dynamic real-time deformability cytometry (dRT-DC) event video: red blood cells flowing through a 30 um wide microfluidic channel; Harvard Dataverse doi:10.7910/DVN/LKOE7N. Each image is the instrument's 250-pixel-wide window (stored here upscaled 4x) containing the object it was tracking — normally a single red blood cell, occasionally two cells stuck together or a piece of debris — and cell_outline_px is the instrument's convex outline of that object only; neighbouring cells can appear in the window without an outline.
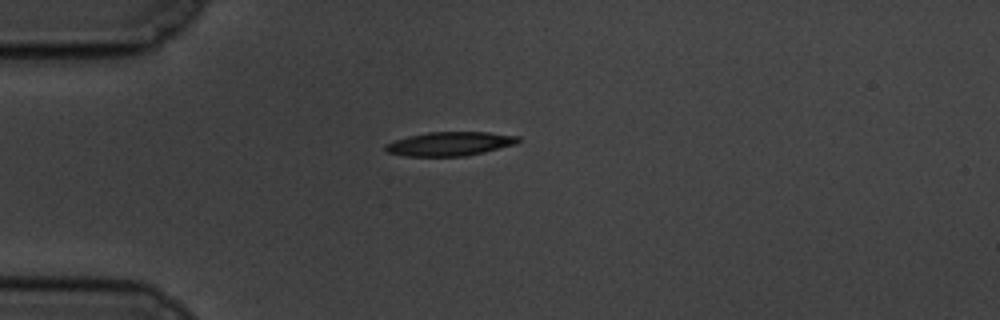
{"species": "common noctule bat (a hibernating species)", "species_latin": "Nyctalus noctula", "temperature_condition": "cold", "stored_images_in_passage": 44, "camera_frame_rate_fps": 3000, "um_per_image_px": 0.085, "animal": {"sex": "male", "body_mass_g": 19.5, "forearm_length_mm": 54.6}, "frame": {"image": 1, "passage_image": 1, "time_ms": 0.0, "image_size_px": [1000, 320], "cell_outline_px": [[520, 140], [516, 144], [484, 152], [464, 156], [408, 156], [388, 152], [384, 148], [384, 144], [408, 136], [428, 132], [488, 132], [520, 136]], "centroid_in_image_um": [38.26, 12.22], "position_along_channel_um": 46.7, "area_um2": 18.44}}
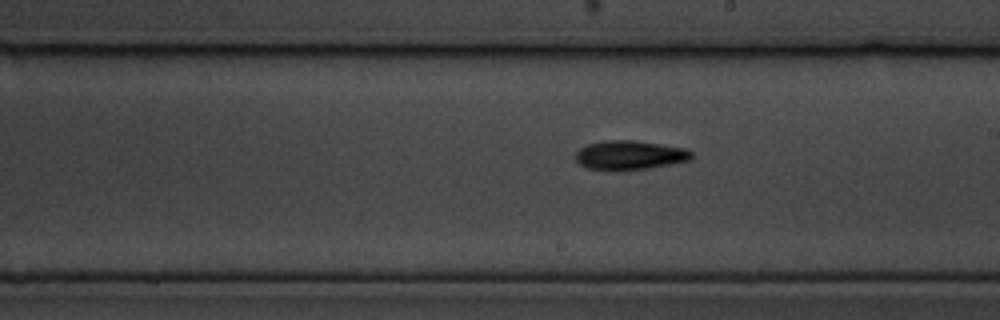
{"frame": {"image": 2, "passage_image": 19, "time_ms": 6.0, "image_size_px": [1000, 320], "cell_outline_px": [[692, 156], [688, 160], [648, 168], [616, 172], [588, 168], [580, 164], [576, 160], [576, 152], [580, 148], [588, 144], [604, 140], [636, 140], [688, 148], [692, 152]], "centroid_in_image_um": [53.51, 13.19], "position_along_channel_um": 235.5, "area_um2": 19.94}}
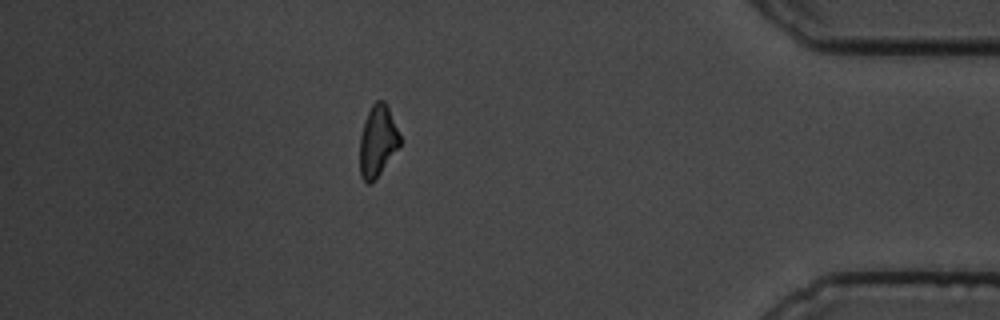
{"frame": {"image": 3, "passage_image": 37, "time_ms": 12.0, "image_size_px": [1000, 320], "cell_outline_px": [[400, 144], [372, 184], [368, 184], [360, 176], [360, 136], [364, 120], [372, 104], [376, 100], [384, 100], [388, 104], [400, 136]], "centroid_in_image_um": [32.08, 11.96], "position_along_channel_um": 403.1, "area_um2": 16.65}, "authors_computed_cell_mechanics": {"area_um2": 18.207, "velocity_mm_per_s": 3.4457, "shape_relaxation_time_tau1_ms": 4.4931, "shape_relaxation_time_tau2_ms": null, "deformation_change_tau1": 0.1525, "deformation_change_tau2": null}}